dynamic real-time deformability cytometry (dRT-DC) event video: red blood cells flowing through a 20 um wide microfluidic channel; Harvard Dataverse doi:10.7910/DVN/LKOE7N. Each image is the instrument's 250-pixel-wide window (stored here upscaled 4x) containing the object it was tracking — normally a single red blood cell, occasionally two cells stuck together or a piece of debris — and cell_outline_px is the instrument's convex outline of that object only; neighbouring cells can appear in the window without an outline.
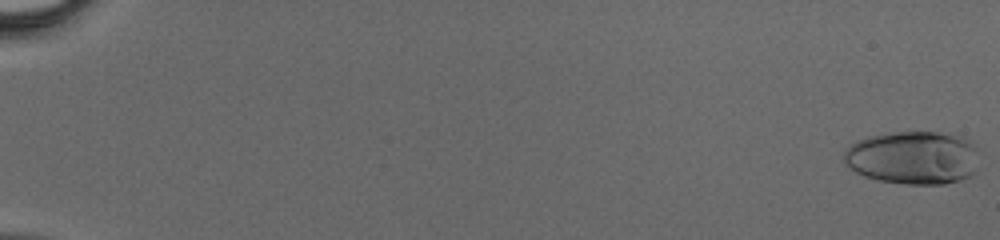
{"species": "human", "species_latin": "Homo sapiens", "temperature_condition": "cold", "stored_images_in_passage": 16, "segment_of_instrument_passage": [1, 2], "camera_frame_rate_fps": 3000, "um_per_image_px": 0.085, "donor": {"sex": "male"}, "frame": {"image": 1, "passage_image": 1, "time_ms": 0.0, "image_size_px": [1000, 240], "cell_outline_px": [[980, 148], [976, 172], [972, 176], [960, 180], [944, 184], [904, 184], [880, 180], [864, 176], [848, 168], [844, 164], [844, 152], [848, 144], [856, 140], [868, 136], [892, 132], [940, 132], [964, 136]], "centroid_in_image_um": [77.65, 13.39], "position_along_channel_um": 7.4, "area_um2": 43.0}}
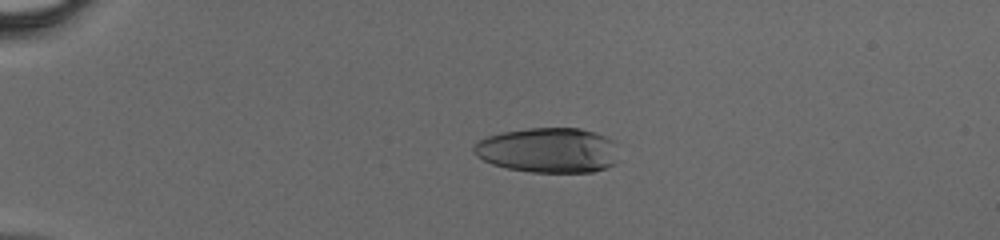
{"frame": {"image": 2, "passage_image": 13, "time_ms": 4.0, "image_size_px": [1000, 240], "cell_outline_px": [[616, 164], [592, 172], [532, 172], [508, 168], [492, 164], [476, 156], [472, 152], [472, 148], [480, 140], [488, 136], [504, 132], [528, 128], [580, 128], [596, 132], [616, 140]], "centroid_in_image_um": [46.63, 12.76], "position_along_channel_um": 38.4, "area_um2": 38.21}}